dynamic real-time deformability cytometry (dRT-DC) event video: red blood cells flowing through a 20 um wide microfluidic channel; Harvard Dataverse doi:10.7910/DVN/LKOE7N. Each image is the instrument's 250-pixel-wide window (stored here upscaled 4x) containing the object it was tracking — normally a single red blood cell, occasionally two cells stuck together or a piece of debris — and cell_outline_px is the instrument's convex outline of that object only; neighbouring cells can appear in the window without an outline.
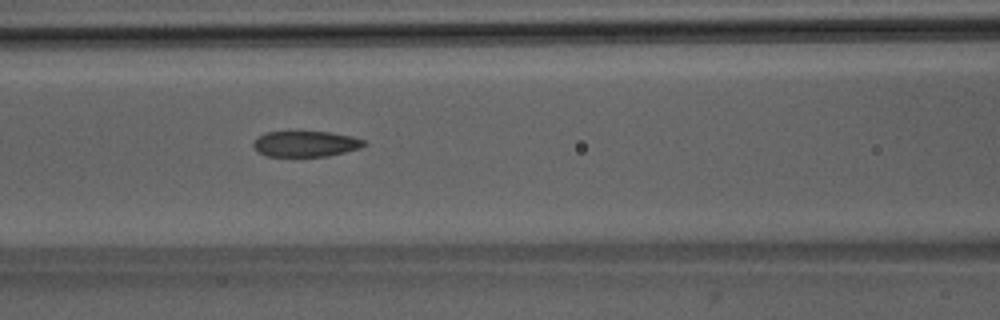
{"species": "Egyptian fruit bat (a non-hibernating species)", "species_latin": "Rousettus aegyptiacus", "temperature_condition": "room temperature", "stored_images_in_passage": 35, "camera_frame_rate_fps": 3000, "um_per_image_px": 0.085, "animal": {"sex": "male"}, "frame": {"image": 1, "passage_image": 6, "time_ms": 1.667, "image_size_px": [1000, 320], "cell_outline_px": [[368, 144], [360, 148], [328, 156], [268, 156], [256, 152], [252, 144], [264, 132], [328, 132], [352, 136], [364, 140]], "centroid_in_image_um": [25.98, 12.23], "position_along_channel_um": 140.6, "area_um2": 16.53}}
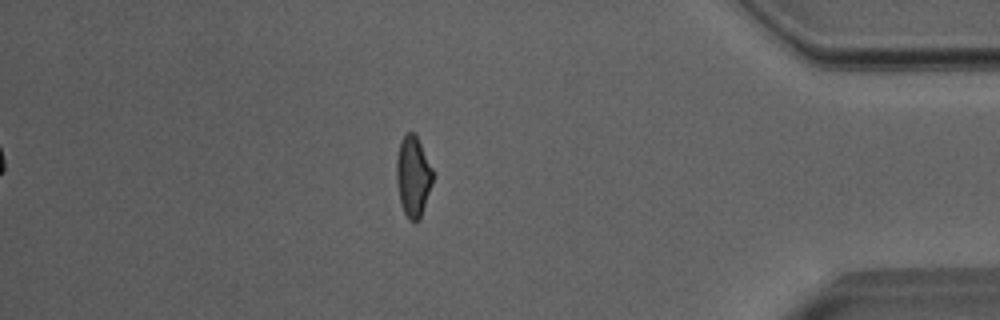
{"frame": {"image": 2, "passage_image": 28, "time_ms": 9.0, "image_size_px": [1000, 320], "cell_outline_px": [[432, 184], [420, 216], [416, 220], [408, 220], [400, 204], [396, 180], [396, 160], [400, 140], [408, 132], [412, 132], [416, 136], [432, 168]], "centroid_in_image_um": [35.08, 14.98], "position_along_channel_um": 400.1, "area_um2": 16.7}}
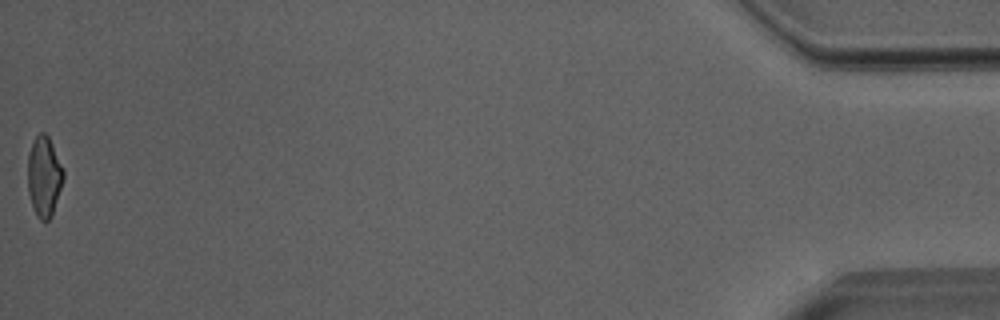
{"frame": {"image": 3, "passage_image": 35, "time_ms": 11.333, "image_size_px": [1000, 320], "cell_outline_px": [[64, 176], [52, 216], [48, 220], [40, 220], [36, 216], [28, 192], [28, 156], [32, 140], [40, 132], [44, 132], [48, 136], [64, 168]], "centroid_in_image_um": [3.75, 14.98], "position_along_channel_um": 431.5, "area_um2": 16.7}, "authors_computed_cell_mechanics": {"area_um2": 17.1666, "velocity_mm_per_s": 4.036, "shape_relaxation_time_tau1_ms": 5.7727, "shape_relaxation_time_tau2_ms": 1.5946, "deformation_change_tau1": 0.178, "deformation_change_tau2": 0.0847}}